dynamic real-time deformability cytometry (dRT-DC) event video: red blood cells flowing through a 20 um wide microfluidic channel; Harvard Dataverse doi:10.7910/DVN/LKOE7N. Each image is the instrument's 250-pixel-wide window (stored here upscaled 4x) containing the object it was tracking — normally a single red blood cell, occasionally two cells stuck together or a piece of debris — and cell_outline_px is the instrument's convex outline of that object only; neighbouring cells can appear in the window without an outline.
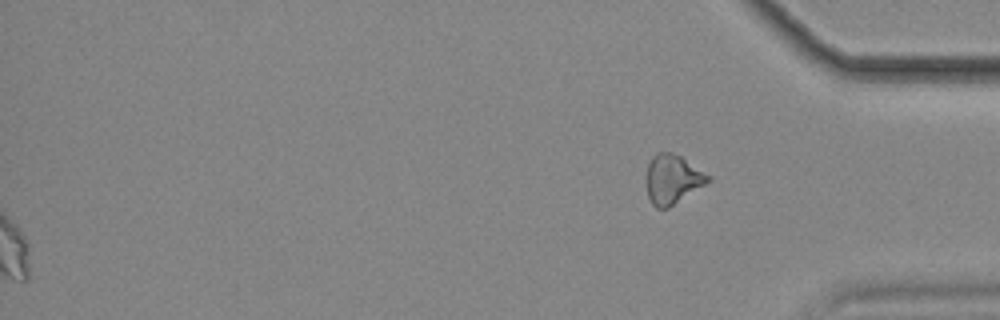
{"species": "common noctule bat (a hibernating species)", "species_latin": "Nyctalus noctula", "temperature_condition": "cold", "stored_images_in_passage": 56, "segment_of_instrument_passage": [2, 2], "camera_frame_rate_fps": 3000, "um_per_image_px": 0.085, "animal": {"sex": "female", "body_mass_g": 18.4}, "frame": {"image": 1, "passage_image": 56, "time_ms": 18.333, "image_size_px": [1000, 320], "cell_outline_px": [[712, 180], [668, 208], [656, 208], [652, 204], [648, 196], [648, 164], [652, 156], [656, 152], [672, 152], [680, 156], [712, 176]], "centroid_in_image_um": [57.2, 15.22], "position_along_channel_um": 378.0, "area_um2": 17.51}}